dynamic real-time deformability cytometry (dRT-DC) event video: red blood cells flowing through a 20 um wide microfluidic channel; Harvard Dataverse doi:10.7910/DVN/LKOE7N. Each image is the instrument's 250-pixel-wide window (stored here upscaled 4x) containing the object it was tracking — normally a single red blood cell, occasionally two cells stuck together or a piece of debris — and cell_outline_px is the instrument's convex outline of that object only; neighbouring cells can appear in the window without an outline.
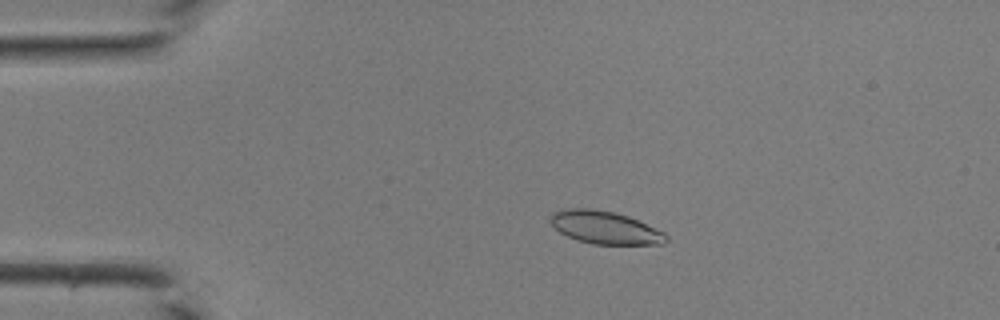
{"species": "common noctule bat (a hibernating species)", "species_latin": "Nyctalus noctula", "temperature_condition": "room temperature", "stored_images_in_passage": 34, "camera_frame_rate_fps": 3000, "um_per_image_px": 0.085, "animal": {"sex": "male", "body_mass_g": 19.0, "forearm_length_mm": 50.8}, "frame": {"image": 1, "passage_image": 1, "time_ms": 0.0, "image_size_px": [1000, 320], "cell_outline_px": [[668, 240], [664, 244], [592, 244], [568, 236], [560, 232], [552, 224], [552, 212], [564, 208], [592, 208], [612, 212], [628, 216], [664, 232], [668, 236]], "centroid_in_image_um": [51.45, 19.34], "position_along_channel_um": 33.6, "area_um2": 21.85}}
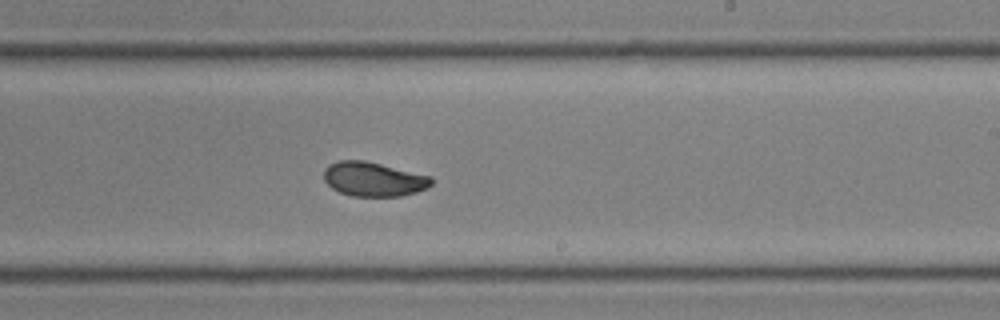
{"frame": {"image": 2, "passage_image": 18, "time_ms": 5.667, "image_size_px": [1000, 320], "cell_outline_px": [[432, 184], [428, 188], [416, 192], [400, 196], [352, 196], [340, 192], [332, 188], [324, 180], [324, 168], [328, 164], [336, 160], [364, 160], [432, 176]], "centroid_in_image_um": [31.74, 15.22], "position_along_channel_um": 257.3, "area_um2": 21.62}}
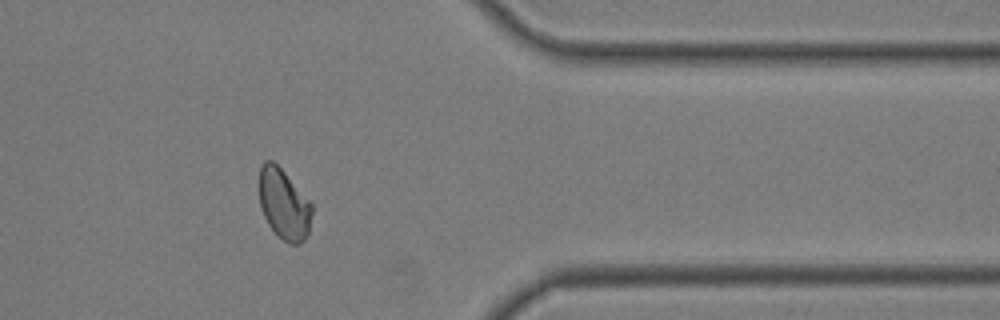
{"frame": {"image": 3, "passage_image": 27, "time_ms": 8.667, "image_size_px": [1000, 320], "cell_outline_px": [[312, 212], [308, 232], [304, 240], [300, 244], [292, 244], [284, 240], [268, 224], [260, 208], [260, 164], [264, 160], [272, 160], [284, 172], [312, 204]], "centroid_in_image_um": [24.12, 17.34], "position_along_channel_um": 387.3, "area_um2": 21.27}}